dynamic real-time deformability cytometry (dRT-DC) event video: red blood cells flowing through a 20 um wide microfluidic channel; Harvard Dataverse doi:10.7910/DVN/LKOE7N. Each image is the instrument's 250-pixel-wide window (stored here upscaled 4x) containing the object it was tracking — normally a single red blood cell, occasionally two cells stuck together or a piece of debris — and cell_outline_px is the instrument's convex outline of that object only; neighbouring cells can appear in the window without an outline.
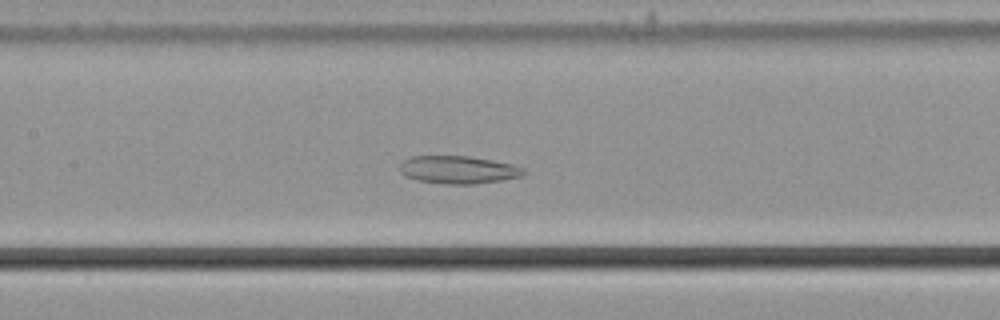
{"species": "common noctule bat (a hibernating species)", "species_latin": "Nyctalus noctula", "temperature_condition": "cold", "stored_images_in_passage": 48, "camera_frame_rate_fps": 3000, "um_per_image_px": 0.085, "animal": {"sex": "male", "body_mass_g": 21.5, "forearm_length_mm": 52.0}, "frame": {"image": 1, "passage_image": 17, "time_ms": 5.333, "image_size_px": [1000, 320], "cell_outline_px": [[528, 172], [524, 176], [500, 180], [472, 184], [448, 184], [420, 180], [404, 176], [400, 172], [400, 164], [404, 160], [412, 156], [468, 156], [492, 160], [512, 164], [524, 168]], "centroid_in_image_um": [38.98, 14.42], "position_along_channel_um": 168.4, "area_um2": 20.0}}
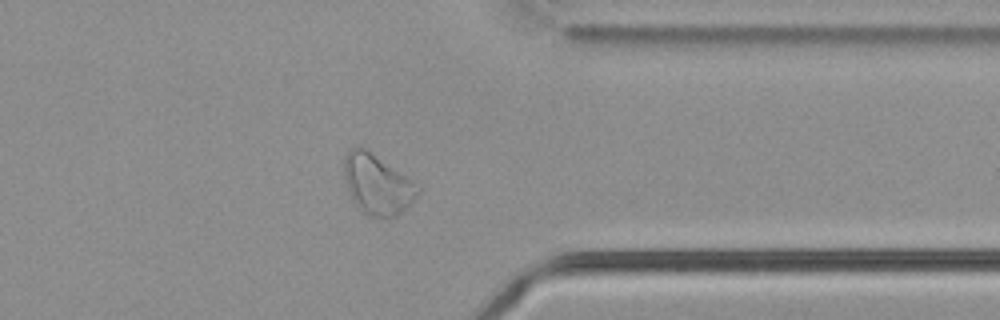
{"frame": {"image": 2, "passage_image": 35, "time_ms": 11.333, "image_size_px": [1000, 320], "cell_outline_px": [[420, 192], [396, 216], [368, 216], [352, 200], [348, 192], [344, 176], [344, 156], [352, 148], [364, 148], [412, 180], [420, 188]], "centroid_in_image_um": [32.03, 15.67], "position_along_channel_um": 379.4, "area_um2": 24.97}}
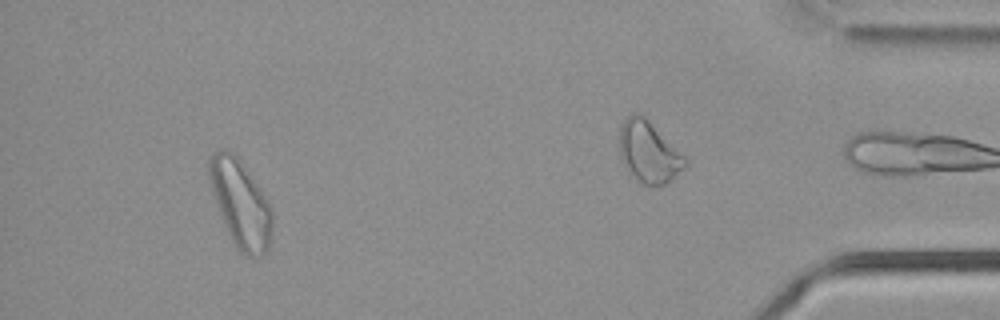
{"frame": {"image": 3, "passage_image": 43, "time_ms": 14.0, "image_size_px": [1000, 320], "cell_outline_px": [[272, 232], [268, 248], [260, 256], [248, 256], [240, 252], [236, 248], [228, 232], [220, 212], [208, 176], [208, 160], [212, 152], [232, 152], [236, 156], [260, 188], [268, 200], [272, 208]], "centroid_in_image_um": [20.47, 17.34], "position_along_channel_um": 414.7, "area_um2": 31.27}}